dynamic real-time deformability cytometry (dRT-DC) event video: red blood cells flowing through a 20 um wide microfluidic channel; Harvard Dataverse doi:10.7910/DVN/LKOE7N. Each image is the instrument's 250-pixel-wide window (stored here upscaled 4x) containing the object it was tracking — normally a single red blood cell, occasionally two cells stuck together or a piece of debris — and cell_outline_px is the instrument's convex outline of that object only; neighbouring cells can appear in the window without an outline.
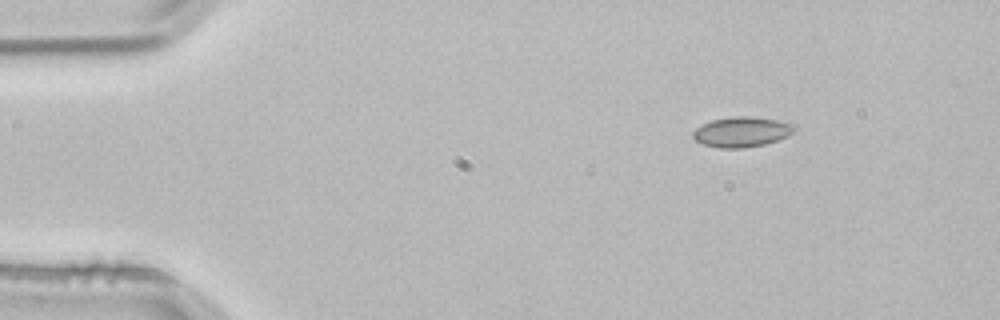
{"species": "common noctule bat (a hibernating species)", "species_latin": "Nyctalus noctula", "temperature_condition": "room temperature", "stored_images_in_passage": 3, "camera_frame_rate_fps": 3000, "um_per_image_px": 0.085, "animal": {"sex": "male", "body_mass_g": 21.5, "forearm_length_mm": 52.0}, "frame": {"image": 1, "passage_image": 1, "time_ms": 0.0, "image_size_px": [1000, 320], "cell_outline_px": [[796, 128], [792, 132], [776, 140], [764, 144], [744, 148], [720, 148], [704, 144], [696, 140], [692, 136], [692, 132], [696, 128], [712, 120], [736, 116], [752, 116], [776, 120], [796, 124]], "centroid_in_image_um": [63.04, 11.2], "position_along_channel_um": 22.0, "area_um2": 17.57}}
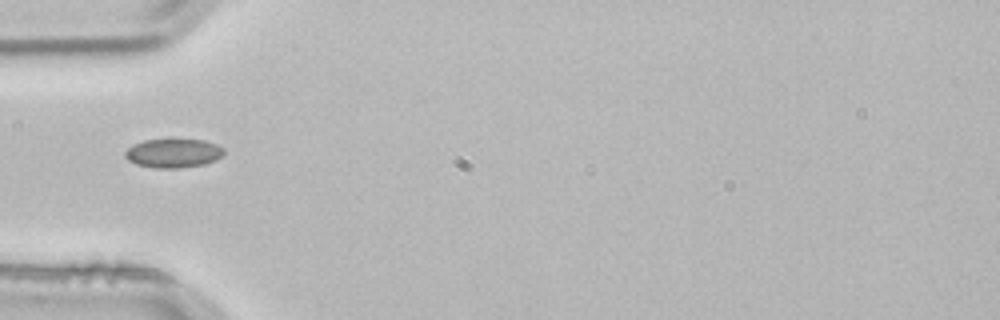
{"frame": {"image": 2, "passage_image": 3, "time_ms": 0.667, "image_size_px": [1000, 320], "cell_outline_px": [[224, 152], [216, 160], [204, 164], [180, 168], [152, 168], [136, 164], [128, 160], [124, 156], [124, 152], [132, 144], [144, 140], [204, 140], [216, 144], [224, 148]], "centroid_in_image_um": [14.7, 13.03], "position_along_channel_um": 70.3, "area_um2": 16.65}}